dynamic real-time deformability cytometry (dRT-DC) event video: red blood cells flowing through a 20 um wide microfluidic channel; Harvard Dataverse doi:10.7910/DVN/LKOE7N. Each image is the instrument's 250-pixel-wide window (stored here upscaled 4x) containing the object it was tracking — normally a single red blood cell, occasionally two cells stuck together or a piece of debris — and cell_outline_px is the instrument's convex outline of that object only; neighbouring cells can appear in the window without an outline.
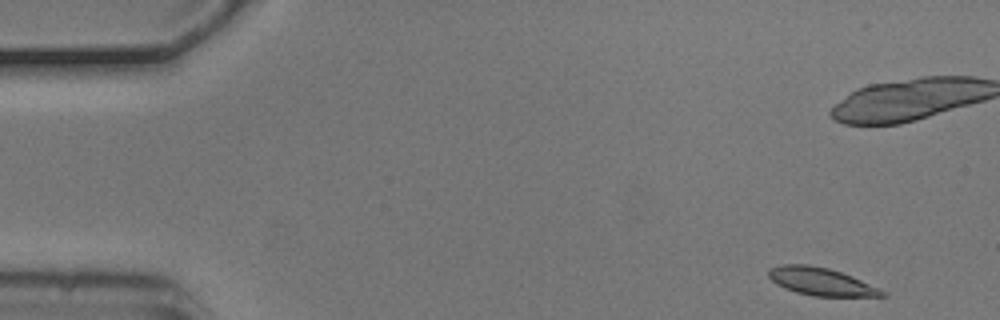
{"species": "common noctule bat (a hibernating species)", "species_latin": "Nyctalus noctula", "temperature_condition": "cold", "stored_images_in_passage": 15, "camera_frame_rate_fps": 3000, "um_per_image_px": 0.085, "animal": {"sex": "male", "body_mass_g": 20.5, "forearm_length_mm": 52.5}, "frame": {"image": 1, "passage_image": 1, "time_ms": 0.0, "image_size_px": [1000, 320], "cell_outline_px": [[888, 296], [812, 296], [796, 292], [784, 288], [776, 284], [768, 276], [768, 268], [780, 264], [808, 264], [828, 268], [852, 276], [880, 288], [888, 292]], "centroid_in_image_um": [69.78, 23.93], "position_along_channel_um": 15.2, "area_um2": 18.5}}
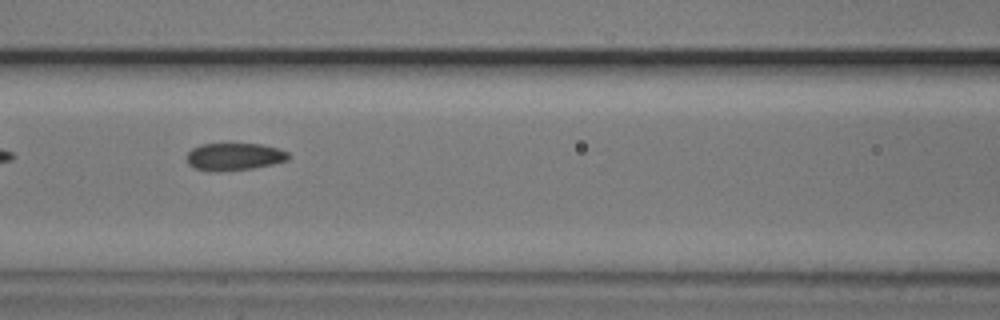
{"frame": {"image": 2, "passage_image": 7, "time_ms": 2.0, "image_size_px": [1000, 320], "cell_outline_px": [[292, 156], [288, 160], [272, 164], [252, 168], [224, 172], [208, 172], [192, 168], [188, 164], [188, 152], [192, 148], [200, 144], [264, 144], [288, 152]], "centroid_in_image_um": [19.9, 13.33], "position_along_channel_um": 146.7, "area_um2": 16.53}}